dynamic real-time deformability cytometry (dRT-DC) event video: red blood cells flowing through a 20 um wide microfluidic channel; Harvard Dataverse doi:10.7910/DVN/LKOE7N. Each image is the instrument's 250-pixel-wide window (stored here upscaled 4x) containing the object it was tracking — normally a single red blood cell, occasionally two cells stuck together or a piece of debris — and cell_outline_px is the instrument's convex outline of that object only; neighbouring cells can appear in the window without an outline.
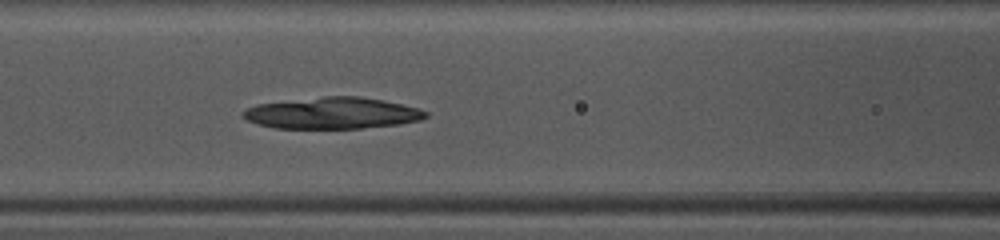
{"species": "common noctule bat (a hibernating species)", "species_latin": "Nyctalus noctula", "temperature_condition": "warm", "stored_images_in_passage": 36, "camera_frame_rate_fps": 3000, "um_per_image_px": 0.085, "animal": {"sex": "female", "body_mass_g": 10.0, "forearm_length_mm": 53.1}, "frame": {"image": 1, "passage_image": 9, "time_ms": 2.667, "image_size_px": [1000, 240], "cell_outline_px": [[428, 116], [420, 120], [400, 124], [360, 128], [276, 128], [256, 124], [240, 116], [248, 108], [256, 104], [324, 96], [360, 96], [384, 100], [420, 108], [428, 112]], "centroid_in_image_um": [28.28, 9.61], "position_along_channel_um": 138.3, "area_um2": 33.52}}
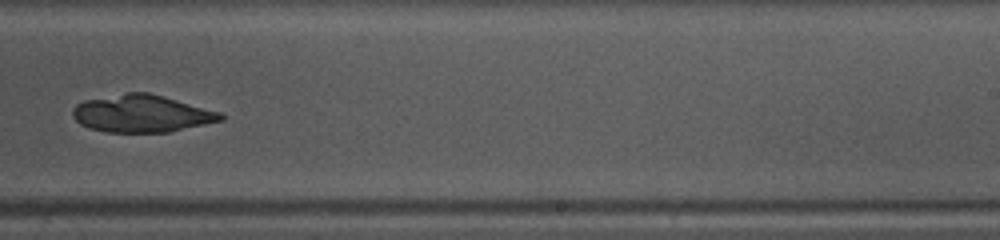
{"frame": {"image": 2, "passage_image": 19, "time_ms": 6.0, "image_size_px": [1000, 240], "cell_outline_px": [[224, 120], [168, 132], [108, 132], [88, 128], [80, 124], [72, 116], [72, 108], [76, 104], [84, 100], [128, 92], [148, 92], [164, 96], [220, 112], [224, 116]], "centroid_in_image_um": [12.02, 9.65], "position_along_channel_um": 277.0, "area_um2": 32.19}}
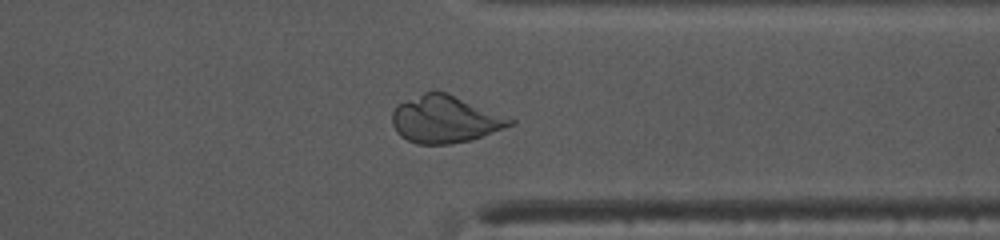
{"frame": {"image": 3, "passage_image": 26, "time_ms": 8.333, "image_size_px": [1000, 240], "cell_outline_px": [[516, 124], [468, 140], [448, 144], [416, 144], [400, 136], [396, 132], [392, 124], [392, 112], [400, 104], [432, 88], [436, 88], [448, 92], [516, 120]], "centroid_in_image_um": [37.83, 10.11], "position_along_channel_um": 373.6, "area_um2": 32.48}}